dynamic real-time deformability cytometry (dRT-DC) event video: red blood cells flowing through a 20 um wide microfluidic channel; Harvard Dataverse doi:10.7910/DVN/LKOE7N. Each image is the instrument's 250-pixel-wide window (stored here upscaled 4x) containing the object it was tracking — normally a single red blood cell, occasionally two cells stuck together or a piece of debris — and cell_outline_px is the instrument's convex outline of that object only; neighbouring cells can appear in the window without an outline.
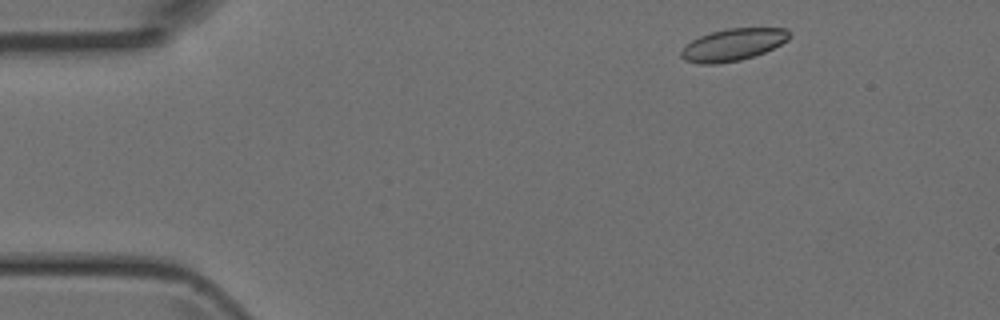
{"species": "Egyptian fruit bat (a non-hibernating species)", "species_latin": "Rousettus aegyptiacus", "temperature_condition": "room temperature", "stored_images_in_passage": 42, "camera_frame_rate_fps": 3000, "um_per_image_px": 0.085, "animal": {"sex": "female"}, "frame": {"image": 1, "passage_image": 1, "time_ms": 0.0, "image_size_px": [1000, 320], "cell_outline_px": [[792, 36], [788, 40], [764, 52], [740, 60], [716, 64], [700, 64], [684, 60], [680, 56], [680, 52], [692, 40], [700, 36], [712, 32], [728, 28], [784, 28], [792, 32]], "centroid_in_image_um": [62.32, 3.79], "position_along_channel_um": 22.7, "area_um2": 20.11}}
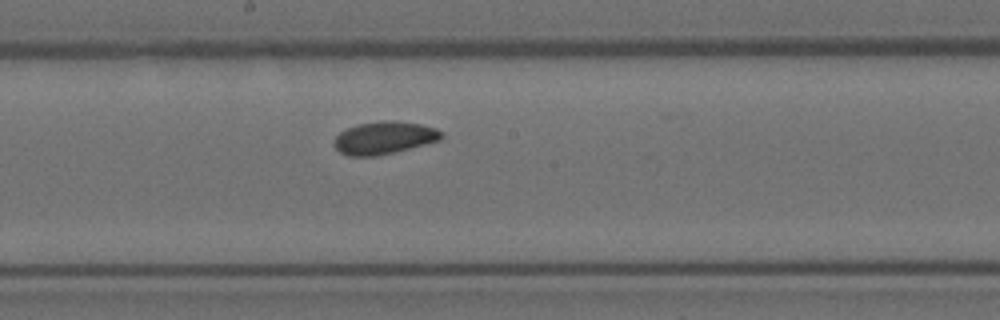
{"frame": {"image": 2, "passage_image": 20, "time_ms": 6.333, "image_size_px": [1000, 320], "cell_outline_px": [[444, 136], [440, 140], [376, 156], [348, 156], [340, 152], [332, 144], [332, 140], [340, 132], [356, 124], [380, 120], [396, 120], [420, 124], [436, 128], [444, 132]], "centroid_in_image_um": [32.63, 11.69], "position_along_channel_um": 215.6, "area_um2": 20.52}}
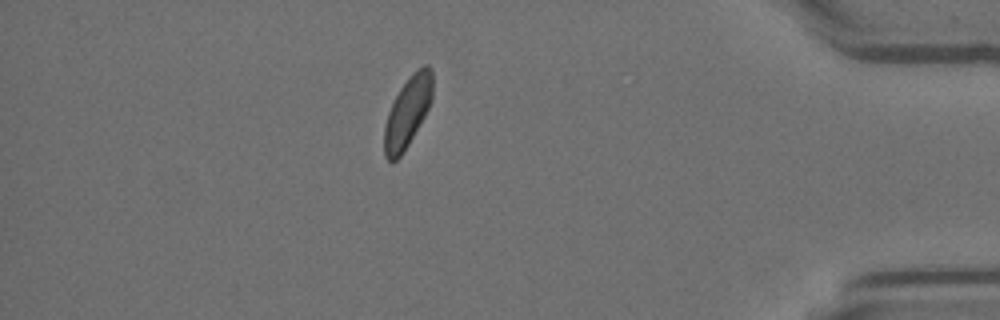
{"frame": {"image": 3, "passage_image": 36, "time_ms": 11.667, "image_size_px": [1000, 320], "cell_outline_px": [[432, 100], [424, 116], [408, 144], [400, 156], [396, 160], [388, 160], [384, 156], [384, 128], [388, 112], [400, 88], [412, 72], [424, 64], [428, 64], [432, 72]], "centroid_in_image_um": [34.64, 9.49], "position_along_channel_um": 400.6, "area_um2": 19.54}}